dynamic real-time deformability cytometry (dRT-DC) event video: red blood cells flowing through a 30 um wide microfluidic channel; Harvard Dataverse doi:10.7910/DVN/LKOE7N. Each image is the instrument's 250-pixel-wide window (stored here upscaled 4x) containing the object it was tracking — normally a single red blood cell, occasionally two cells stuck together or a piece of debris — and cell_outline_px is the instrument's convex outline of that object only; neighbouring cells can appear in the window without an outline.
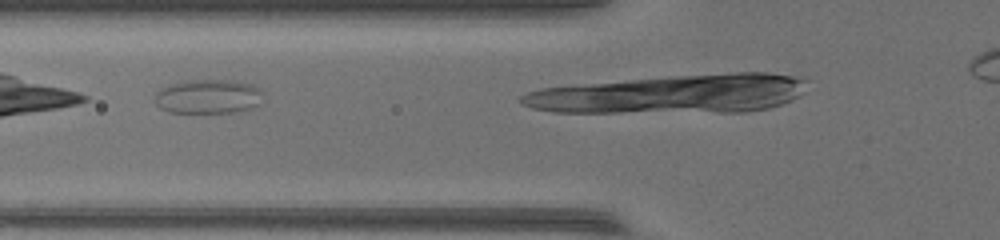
{"species": "common noctule bat (a hibernating species)", "species_latin": "Nyctalus noctula", "temperature_condition": "warm", "stored_images_in_passage": 6, "camera_frame_rate_fps": 3000, "um_per_image_px": 0.085, "animal": {"sex": "female", "body_mass_g": 17.0, "forearm_length_mm": 48.0}, "frame": {"image": 1, "passage_image": 3, "time_ms": 0.667, "image_size_px": [1000, 240], "cell_outline_px": [[264, 92], [260, 104], [252, 108], [236, 112], [168, 112], [160, 108], [156, 104], [156, 92], [160, 88], [168, 84], [180, 80], [232, 80], [252, 84], [260, 88]], "centroid_in_image_um": [17.72, 8.19], "position_along_channel_um": 108.1, "area_um2": 21.96}}